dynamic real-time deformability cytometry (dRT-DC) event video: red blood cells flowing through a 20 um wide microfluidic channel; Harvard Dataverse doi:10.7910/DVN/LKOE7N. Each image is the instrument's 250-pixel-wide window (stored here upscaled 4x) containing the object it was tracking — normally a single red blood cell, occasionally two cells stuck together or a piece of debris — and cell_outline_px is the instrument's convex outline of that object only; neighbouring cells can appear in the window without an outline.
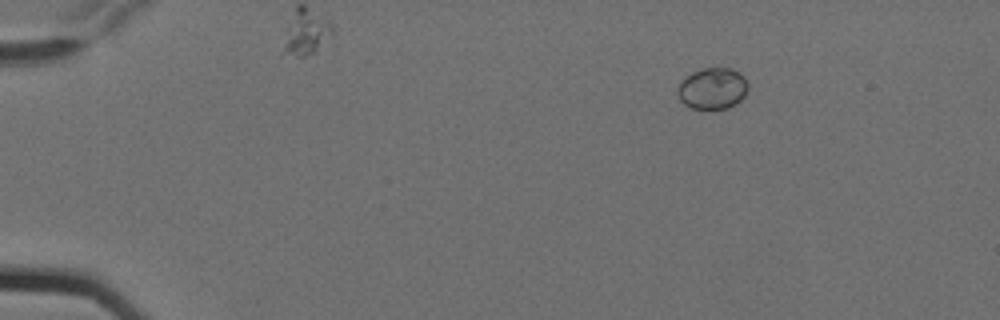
{"species": "Egyptian fruit bat (a non-hibernating species)", "species_latin": "Rousettus aegyptiacus", "temperature_condition": "cold", "stored_images_in_passage": 6, "camera_frame_rate_fps": 3000, "um_per_image_px": 0.085, "animal": {"sex": "female"}, "frame": {"image": 1, "passage_image": 6, "time_ms": 1.667, "image_size_px": [1000, 320], "cell_outline_px": [[748, 88], [744, 96], [736, 104], [728, 108], [692, 108], [684, 104], [680, 100], [676, 92], [676, 88], [692, 72], [700, 68], [732, 68], [740, 72], [744, 76], [748, 84]], "centroid_in_image_um": [60.58, 7.51], "position_along_channel_um": 24.4, "area_um2": 16.99}}